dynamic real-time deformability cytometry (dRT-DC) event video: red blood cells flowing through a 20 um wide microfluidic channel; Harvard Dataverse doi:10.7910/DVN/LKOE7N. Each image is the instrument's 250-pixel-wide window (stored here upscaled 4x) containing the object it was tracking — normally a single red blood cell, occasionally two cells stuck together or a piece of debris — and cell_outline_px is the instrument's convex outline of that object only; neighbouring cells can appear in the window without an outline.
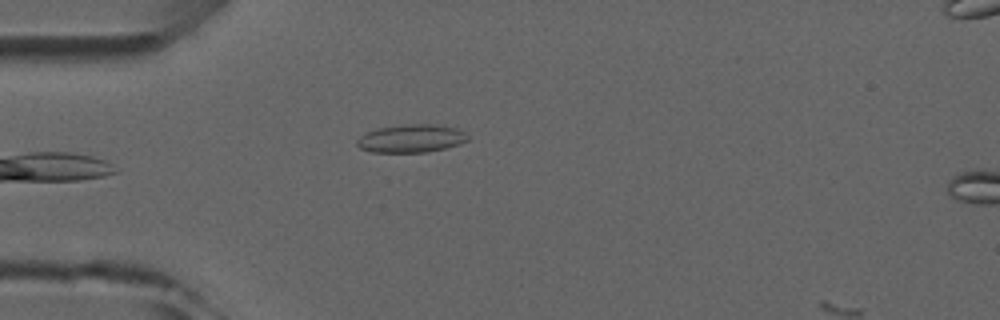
{"species": "common noctule bat (a hibernating species)", "species_latin": "Nyctalus noctula", "temperature_condition": "room temperature", "stored_images_in_passage": 4, "camera_frame_rate_fps": 3000, "um_per_image_px": 0.085, "animal": {"sex": "male", "forearm_length_mm": 52.5}, "frame": {"image": 1, "passage_image": 3, "time_ms": 2.667, "image_size_px": [1000, 320], "cell_outline_px": [[468, 140], [460, 144], [428, 152], [372, 152], [360, 148], [356, 144], [356, 140], [364, 132], [376, 128], [408, 124], [432, 124], [456, 128], [464, 132], [468, 136]], "centroid_in_image_um": [34.92, 11.77], "position_along_channel_um": 50.1, "area_um2": 18.15}}